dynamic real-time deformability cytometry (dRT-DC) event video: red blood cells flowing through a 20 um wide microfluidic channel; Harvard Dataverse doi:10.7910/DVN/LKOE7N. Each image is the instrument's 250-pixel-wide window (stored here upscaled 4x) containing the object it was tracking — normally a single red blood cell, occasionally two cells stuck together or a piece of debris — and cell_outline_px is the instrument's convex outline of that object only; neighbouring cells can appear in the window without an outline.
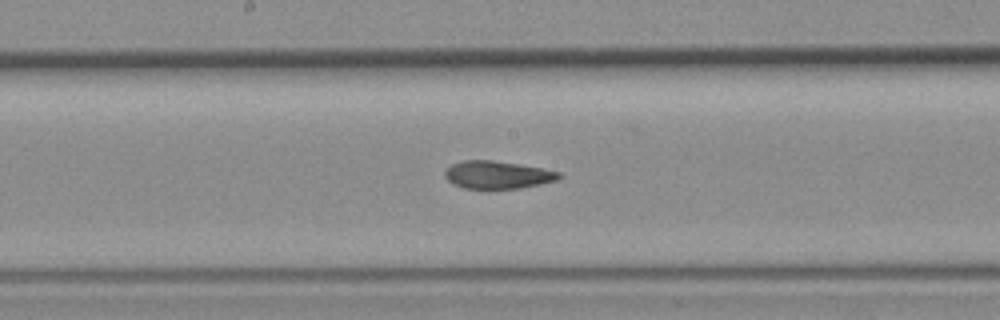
{"species": "common noctule bat (a hibernating species)", "species_latin": "Nyctalus noctula", "temperature_condition": "room temperature", "stored_images_in_passage": 6, "camera_frame_rate_fps": 3000, "um_per_image_px": 0.085, "animal": {"sex": "female", "body_mass_g": 19.3, "forearm_length_mm": 54.1}, "frame": {"image": 1, "passage_image": 5, "time_ms": 1.333, "image_size_px": [1000, 320], "cell_outline_px": [[564, 176], [556, 180], [540, 184], [520, 188], [464, 188], [452, 184], [444, 176], [444, 172], [452, 164], [464, 160], [492, 160], [520, 164], [560, 172]], "centroid_in_image_um": [42.28, 14.85], "position_along_channel_um": 205.9, "area_um2": 18.32}}